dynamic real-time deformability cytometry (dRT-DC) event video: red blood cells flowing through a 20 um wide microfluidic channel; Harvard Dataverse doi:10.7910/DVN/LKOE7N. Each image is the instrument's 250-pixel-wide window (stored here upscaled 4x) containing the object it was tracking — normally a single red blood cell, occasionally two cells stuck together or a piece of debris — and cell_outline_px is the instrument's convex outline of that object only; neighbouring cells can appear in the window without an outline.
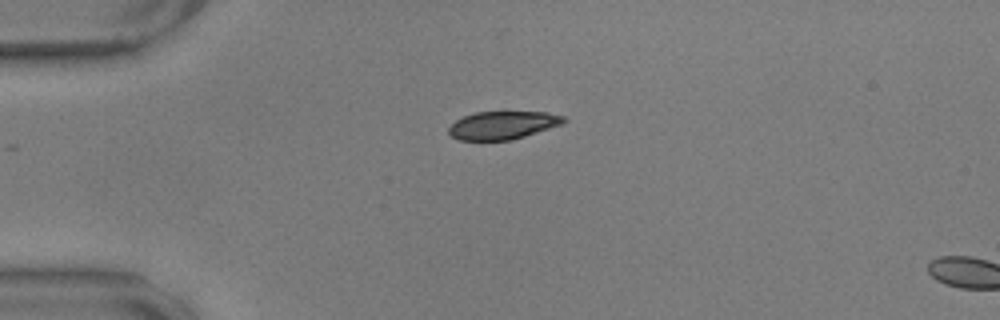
{"species": "common noctule bat (a hibernating species)", "species_latin": "Nyctalus noctula", "temperature_condition": "warm", "stored_images_in_passage": 4, "camera_frame_rate_fps": 3000, "um_per_image_px": 0.085, "animal": {"sex": "male", "body_mass_g": 17.9, "forearm_length_mm": 54.2}, "frame": {"image": 1, "passage_image": 1, "time_ms": 0.0, "image_size_px": [1000, 320], "cell_outline_px": [[568, 120], [564, 124], [524, 136], [508, 140], [460, 140], [452, 136], [448, 132], [448, 128], [456, 120], [464, 116], [476, 112], [548, 112], [564, 116]], "centroid_in_image_um": [42.77, 10.63], "position_along_channel_um": 42.2, "area_um2": 18.73}}